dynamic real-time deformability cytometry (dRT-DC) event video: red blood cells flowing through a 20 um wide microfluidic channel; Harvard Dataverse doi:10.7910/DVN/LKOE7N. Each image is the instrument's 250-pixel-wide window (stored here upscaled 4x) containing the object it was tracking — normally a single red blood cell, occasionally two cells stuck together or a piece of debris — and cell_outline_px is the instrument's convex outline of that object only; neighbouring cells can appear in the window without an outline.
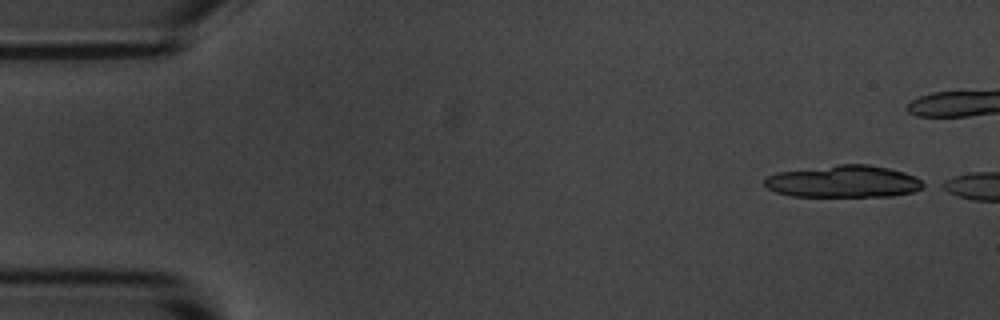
{"species": "common noctule bat (a hibernating species)", "species_latin": "Nyctalus noctula", "temperature_condition": "room temperature", "stored_images_in_passage": 5, "camera_frame_rate_fps": 3000, "um_per_image_px": 0.085, "animal": {"sex": "male", "body_mass_g": 20.1, "forearm_length_mm": 53.5}, "frame": {"image": 1, "passage_image": 1, "time_ms": 0.0, "image_size_px": [1000, 320], "cell_outline_px": [[928, 184], [924, 188], [912, 192], [892, 196], [792, 196], [776, 192], [768, 188], [764, 184], [764, 176], [776, 172], [840, 164], [868, 164], [888, 168], [904, 172]], "centroid_in_image_um": [71.69, 15.42], "position_along_channel_um": 13.3, "area_um2": 29.82}}